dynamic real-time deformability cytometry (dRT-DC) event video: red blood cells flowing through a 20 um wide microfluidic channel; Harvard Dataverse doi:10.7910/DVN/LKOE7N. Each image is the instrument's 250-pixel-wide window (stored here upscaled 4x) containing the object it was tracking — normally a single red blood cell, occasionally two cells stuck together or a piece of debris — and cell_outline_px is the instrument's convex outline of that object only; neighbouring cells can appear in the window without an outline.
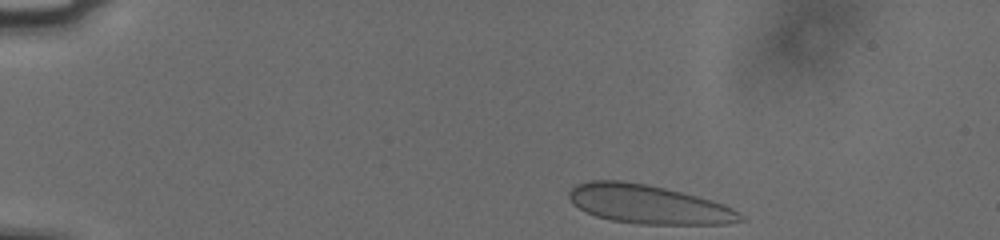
{"species": "human", "species_latin": "Homo sapiens", "temperature_condition": "cold", "stored_images_in_passage": 40, "camera_frame_rate_fps": 3000, "um_per_image_px": 0.085, "donor": {"sex": "male"}, "frame": {"image": 1, "passage_image": 1, "time_ms": 0.0, "image_size_px": [1000, 240], "cell_outline_px": [[744, 220], [724, 224], [640, 224], [612, 220], [596, 216], [580, 208], [568, 196], [568, 192], [576, 184], [588, 180], [620, 180], [648, 184], [712, 200], [732, 208], [744, 216]], "centroid_in_image_um": [55.11, 17.36], "position_along_channel_um": 29.9, "area_um2": 38.44}}
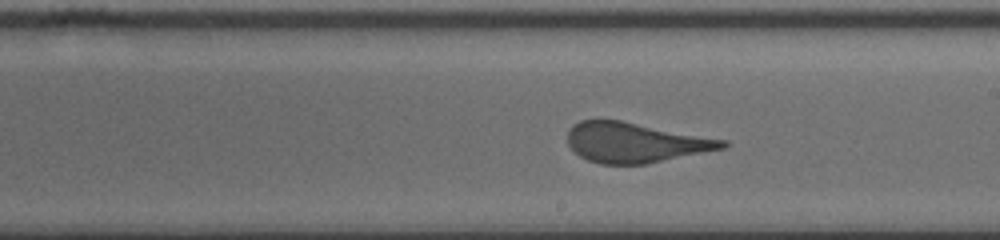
{"frame": {"image": 2, "passage_image": 24, "time_ms": 7.667, "image_size_px": [1000, 240], "cell_outline_px": [[728, 144], [724, 148], [644, 164], [600, 164], [588, 160], [580, 156], [568, 144], [568, 132], [580, 120], [620, 120], [728, 140]], "centroid_in_image_um": [54.01, 12.11], "position_along_channel_um": 235.0, "area_um2": 35.66}}
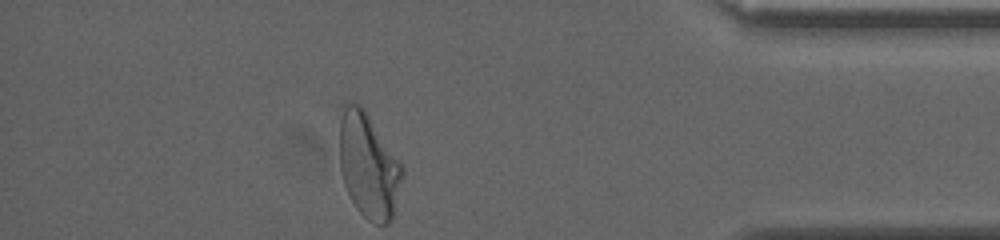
{"frame": {"image": 3, "passage_image": 40, "time_ms": 13.0, "image_size_px": [1000, 240], "cell_outline_px": [[404, 168], [392, 220], [388, 224], [376, 224], [368, 220], [356, 208], [344, 184], [340, 168], [340, 120], [344, 100], [360, 104], [364, 108], [404, 164]], "centroid_in_image_um": [31.33, 14.04], "position_along_channel_um": 403.9, "area_um2": 38.78}}